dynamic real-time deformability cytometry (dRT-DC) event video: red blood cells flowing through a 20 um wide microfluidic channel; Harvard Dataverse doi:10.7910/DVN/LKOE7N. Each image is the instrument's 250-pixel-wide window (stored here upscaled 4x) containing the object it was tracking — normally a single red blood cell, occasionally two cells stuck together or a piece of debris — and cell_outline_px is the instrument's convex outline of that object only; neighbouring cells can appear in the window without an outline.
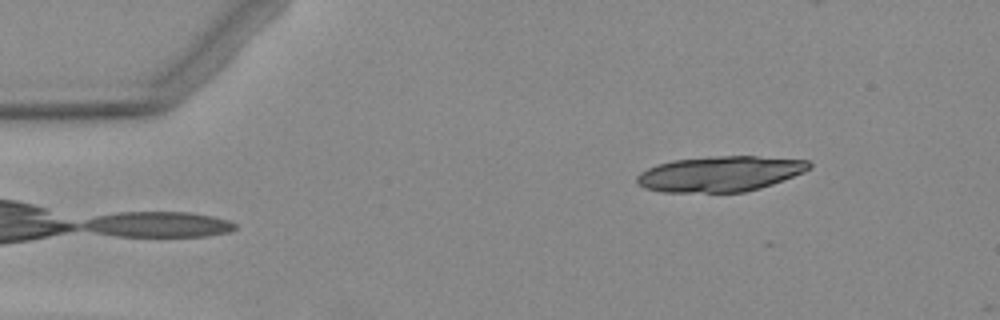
{"species": "Egyptian fruit bat (a non-hibernating species)", "species_latin": "Rousettus aegyptiacus", "temperature_condition": "warm", "stored_images_in_passage": 5, "camera_frame_rate_fps": 3000, "um_per_image_px": 0.085, "animal": {"sex": "female"}, "frame": {"image": 1, "passage_image": 5, "time_ms": 5.333, "image_size_px": [1000, 320], "cell_outline_px": [[812, 168], [804, 172], [772, 184], [760, 188], [744, 192], [664, 192], [644, 188], [636, 180], [636, 176], [640, 172], [656, 164], [672, 160], [716, 156], [756, 156], [808, 160], [812, 164]], "centroid_in_image_um": [61.21, 14.77], "position_along_channel_um": 23.8, "area_um2": 35.6}}